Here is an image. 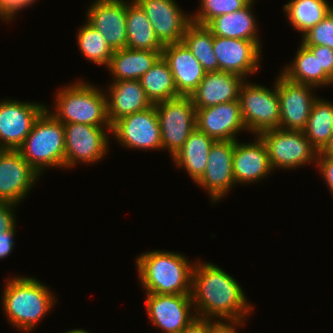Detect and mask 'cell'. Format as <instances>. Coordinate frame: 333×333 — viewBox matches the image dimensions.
Here are the masks:
<instances>
[{
  "instance_id": "1",
  "label": "cell",
  "mask_w": 333,
  "mask_h": 333,
  "mask_svg": "<svg viewBox=\"0 0 333 333\" xmlns=\"http://www.w3.org/2000/svg\"><path fill=\"white\" fill-rule=\"evenodd\" d=\"M197 261H194L191 291L196 316L245 321L253 306L237 280L211 262Z\"/></svg>"
},
{
  "instance_id": "2",
  "label": "cell",
  "mask_w": 333,
  "mask_h": 333,
  "mask_svg": "<svg viewBox=\"0 0 333 333\" xmlns=\"http://www.w3.org/2000/svg\"><path fill=\"white\" fill-rule=\"evenodd\" d=\"M135 265L145 293L191 294L194 262L185 255L152 250L139 255Z\"/></svg>"
},
{
  "instance_id": "3",
  "label": "cell",
  "mask_w": 333,
  "mask_h": 333,
  "mask_svg": "<svg viewBox=\"0 0 333 333\" xmlns=\"http://www.w3.org/2000/svg\"><path fill=\"white\" fill-rule=\"evenodd\" d=\"M13 278V279H12ZM2 306L13 327L30 332L56 302L55 295L36 278H8L2 293Z\"/></svg>"
},
{
  "instance_id": "4",
  "label": "cell",
  "mask_w": 333,
  "mask_h": 333,
  "mask_svg": "<svg viewBox=\"0 0 333 333\" xmlns=\"http://www.w3.org/2000/svg\"><path fill=\"white\" fill-rule=\"evenodd\" d=\"M52 114L62 123L112 127L107 115L106 94L87 81L73 82L56 94Z\"/></svg>"
},
{
  "instance_id": "5",
  "label": "cell",
  "mask_w": 333,
  "mask_h": 333,
  "mask_svg": "<svg viewBox=\"0 0 333 333\" xmlns=\"http://www.w3.org/2000/svg\"><path fill=\"white\" fill-rule=\"evenodd\" d=\"M17 150L40 176L46 167L65 169L63 123L46 108Z\"/></svg>"
},
{
  "instance_id": "6",
  "label": "cell",
  "mask_w": 333,
  "mask_h": 333,
  "mask_svg": "<svg viewBox=\"0 0 333 333\" xmlns=\"http://www.w3.org/2000/svg\"><path fill=\"white\" fill-rule=\"evenodd\" d=\"M238 100L242 119L248 132L259 135L266 130L279 128L280 107L277 79L273 90L249 81L243 82Z\"/></svg>"
},
{
  "instance_id": "7",
  "label": "cell",
  "mask_w": 333,
  "mask_h": 333,
  "mask_svg": "<svg viewBox=\"0 0 333 333\" xmlns=\"http://www.w3.org/2000/svg\"><path fill=\"white\" fill-rule=\"evenodd\" d=\"M268 151L273 170L296 169L317 161L318 151L303 131L269 129L259 134Z\"/></svg>"
},
{
  "instance_id": "8",
  "label": "cell",
  "mask_w": 333,
  "mask_h": 333,
  "mask_svg": "<svg viewBox=\"0 0 333 333\" xmlns=\"http://www.w3.org/2000/svg\"><path fill=\"white\" fill-rule=\"evenodd\" d=\"M161 129L162 149L173 157L196 128V109L190 96L154 103Z\"/></svg>"
},
{
  "instance_id": "9",
  "label": "cell",
  "mask_w": 333,
  "mask_h": 333,
  "mask_svg": "<svg viewBox=\"0 0 333 333\" xmlns=\"http://www.w3.org/2000/svg\"><path fill=\"white\" fill-rule=\"evenodd\" d=\"M63 125L66 169L81 162L93 164L106 156L110 139L106 133L111 132L112 127L81 123H63Z\"/></svg>"
},
{
  "instance_id": "10",
  "label": "cell",
  "mask_w": 333,
  "mask_h": 333,
  "mask_svg": "<svg viewBox=\"0 0 333 333\" xmlns=\"http://www.w3.org/2000/svg\"><path fill=\"white\" fill-rule=\"evenodd\" d=\"M145 299L147 315L162 333H181L196 317L191 294L146 293Z\"/></svg>"
},
{
  "instance_id": "11",
  "label": "cell",
  "mask_w": 333,
  "mask_h": 333,
  "mask_svg": "<svg viewBox=\"0 0 333 333\" xmlns=\"http://www.w3.org/2000/svg\"><path fill=\"white\" fill-rule=\"evenodd\" d=\"M111 133L126 148L162 150L161 129L154 104L117 120Z\"/></svg>"
},
{
  "instance_id": "12",
  "label": "cell",
  "mask_w": 333,
  "mask_h": 333,
  "mask_svg": "<svg viewBox=\"0 0 333 333\" xmlns=\"http://www.w3.org/2000/svg\"><path fill=\"white\" fill-rule=\"evenodd\" d=\"M46 108L38 102L0 100V149L17 150Z\"/></svg>"
},
{
  "instance_id": "13",
  "label": "cell",
  "mask_w": 333,
  "mask_h": 333,
  "mask_svg": "<svg viewBox=\"0 0 333 333\" xmlns=\"http://www.w3.org/2000/svg\"><path fill=\"white\" fill-rule=\"evenodd\" d=\"M316 87L295 83L281 73L277 77V93L280 107L279 128L283 130L303 131L314 101L312 94Z\"/></svg>"
},
{
  "instance_id": "14",
  "label": "cell",
  "mask_w": 333,
  "mask_h": 333,
  "mask_svg": "<svg viewBox=\"0 0 333 333\" xmlns=\"http://www.w3.org/2000/svg\"><path fill=\"white\" fill-rule=\"evenodd\" d=\"M39 177L18 150L0 149V202L20 204Z\"/></svg>"
},
{
  "instance_id": "15",
  "label": "cell",
  "mask_w": 333,
  "mask_h": 333,
  "mask_svg": "<svg viewBox=\"0 0 333 333\" xmlns=\"http://www.w3.org/2000/svg\"><path fill=\"white\" fill-rule=\"evenodd\" d=\"M233 153L234 141H215L210 147L206 169L196 184L208 192L213 204L235 185Z\"/></svg>"
},
{
  "instance_id": "16",
  "label": "cell",
  "mask_w": 333,
  "mask_h": 333,
  "mask_svg": "<svg viewBox=\"0 0 333 333\" xmlns=\"http://www.w3.org/2000/svg\"><path fill=\"white\" fill-rule=\"evenodd\" d=\"M213 51L219 71L237 74L244 79L260 69L261 48L244 39L225 38L213 35Z\"/></svg>"
},
{
  "instance_id": "17",
  "label": "cell",
  "mask_w": 333,
  "mask_h": 333,
  "mask_svg": "<svg viewBox=\"0 0 333 333\" xmlns=\"http://www.w3.org/2000/svg\"><path fill=\"white\" fill-rule=\"evenodd\" d=\"M86 21L105 38L113 51L126 48V9L125 0H95L88 6Z\"/></svg>"
},
{
  "instance_id": "18",
  "label": "cell",
  "mask_w": 333,
  "mask_h": 333,
  "mask_svg": "<svg viewBox=\"0 0 333 333\" xmlns=\"http://www.w3.org/2000/svg\"><path fill=\"white\" fill-rule=\"evenodd\" d=\"M145 11L156 37L163 44L182 42L191 15L179 8L176 0H135Z\"/></svg>"
},
{
  "instance_id": "19",
  "label": "cell",
  "mask_w": 333,
  "mask_h": 333,
  "mask_svg": "<svg viewBox=\"0 0 333 333\" xmlns=\"http://www.w3.org/2000/svg\"><path fill=\"white\" fill-rule=\"evenodd\" d=\"M196 128L215 141H235L237 134L247 131L239 100L196 110Z\"/></svg>"
},
{
  "instance_id": "20",
  "label": "cell",
  "mask_w": 333,
  "mask_h": 333,
  "mask_svg": "<svg viewBox=\"0 0 333 333\" xmlns=\"http://www.w3.org/2000/svg\"><path fill=\"white\" fill-rule=\"evenodd\" d=\"M255 136L256 141L253 143L234 141L233 177L235 185L259 182L266 176L268 177L273 170L265 143L259 135Z\"/></svg>"
},
{
  "instance_id": "21",
  "label": "cell",
  "mask_w": 333,
  "mask_h": 333,
  "mask_svg": "<svg viewBox=\"0 0 333 333\" xmlns=\"http://www.w3.org/2000/svg\"><path fill=\"white\" fill-rule=\"evenodd\" d=\"M162 57L173 74L177 92L190 96L203 80L206 71L183 42L164 45Z\"/></svg>"
},
{
  "instance_id": "22",
  "label": "cell",
  "mask_w": 333,
  "mask_h": 333,
  "mask_svg": "<svg viewBox=\"0 0 333 333\" xmlns=\"http://www.w3.org/2000/svg\"><path fill=\"white\" fill-rule=\"evenodd\" d=\"M247 80L224 71L206 72L203 80L190 94L195 109L238 100L240 88Z\"/></svg>"
},
{
  "instance_id": "23",
  "label": "cell",
  "mask_w": 333,
  "mask_h": 333,
  "mask_svg": "<svg viewBox=\"0 0 333 333\" xmlns=\"http://www.w3.org/2000/svg\"><path fill=\"white\" fill-rule=\"evenodd\" d=\"M108 87L107 92H104L107 94V115L111 125L120 118L144 111L153 105L139 80L113 81Z\"/></svg>"
},
{
  "instance_id": "24",
  "label": "cell",
  "mask_w": 333,
  "mask_h": 333,
  "mask_svg": "<svg viewBox=\"0 0 333 333\" xmlns=\"http://www.w3.org/2000/svg\"><path fill=\"white\" fill-rule=\"evenodd\" d=\"M255 1H250L244 8L220 15L212 19L206 26L213 35L254 41L261 48L260 37L257 35V21L253 15Z\"/></svg>"
},
{
  "instance_id": "25",
  "label": "cell",
  "mask_w": 333,
  "mask_h": 333,
  "mask_svg": "<svg viewBox=\"0 0 333 333\" xmlns=\"http://www.w3.org/2000/svg\"><path fill=\"white\" fill-rule=\"evenodd\" d=\"M215 140L195 128L179 151L171 158L180 169L197 183L204 174L208 162V153Z\"/></svg>"
},
{
  "instance_id": "26",
  "label": "cell",
  "mask_w": 333,
  "mask_h": 333,
  "mask_svg": "<svg viewBox=\"0 0 333 333\" xmlns=\"http://www.w3.org/2000/svg\"><path fill=\"white\" fill-rule=\"evenodd\" d=\"M162 51L115 50L106 68L113 75V81L139 80L161 56Z\"/></svg>"
},
{
  "instance_id": "27",
  "label": "cell",
  "mask_w": 333,
  "mask_h": 333,
  "mask_svg": "<svg viewBox=\"0 0 333 333\" xmlns=\"http://www.w3.org/2000/svg\"><path fill=\"white\" fill-rule=\"evenodd\" d=\"M127 48L134 50L162 51L164 45L156 37L145 11L135 1L127 2Z\"/></svg>"
},
{
  "instance_id": "28",
  "label": "cell",
  "mask_w": 333,
  "mask_h": 333,
  "mask_svg": "<svg viewBox=\"0 0 333 333\" xmlns=\"http://www.w3.org/2000/svg\"><path fill=\"white\" fill-rule=\"evenodd\" d=\"M281 74L288 80L315 86H327L333 84V79L324 71L319 70L317 54H313L304 44H300L294 60L285 66Z\"/></svg>"
},
{
  "instance_id": "29",
  "label": "cell",
  "mask_w": 333,
  "mask_h": 333,
  "mask_svg": "<svg viewBox=\"0 0 333 333\" xmlns=\"http://www.w3.org/2000/svg\"><path fill=\"white\" fill-rule=\"evenodd\" d=\"M139 81L152 104L181 96L177 92L169 65L162 55Z\"/></svg>"
},
{
  "instance_id": "30",
  "label": "cell",
  "mask_w": 333,
  "mask_h": 333,
  "mask_svg": "<svg viewBox=\"0 0 333 333\" xmlns=\"http://www.w3.org/2000/svg\"><path fill=\"white\" fill-rule=\"evenodd\" d=\"M288 22L302 36L333 10L327 0H290L283 5Z\"/></svg>"
},
{
  "instance_id": "31",
  "label": "cell",
  "mask_w": 333,
  "mask_h": 333,
  "mask_svg": "<svg viewBox=\"0 0 333 333\" xmlns=\"http://www.w3.org/2000/svg\"><path fill=\"white\" fill-rule=\"evenodd\" d=\"M303 133L318 152L325 148L333 134L332 102L318 96L312 105Z\"/></svg>"
},
{
  "instance_id": "32",
  "label": "cell",
  "mask_w": 333,
  "mask_h": 333,
  "mask_svg": "<svg viewBox=\"0 0 333 333\" xmlns=\"http://www.w3.org/2000/svg\"><path fill=\"white\" fill-rule=\"evenodd\" d=\"M182 42L206 72L219 71V64L213 51V34L206 25L191 21L186 27Z\"/></svg>"
},
{
  "instance_id": "33",
  "label": "cell",
  "mask_w": 333,
  "mask_h": 333,
  "mask_svg": "<svg viewBox=\"0 0 333 333\" xmlns=\"http://www.w3.org/2000/svg\"><path fill=\"white\" fill-rule=\"evenodd\" d=\"M77 35L81 54L90 62L107 67L114 51L107 44L104 36L87 21L80 27Z\"/></svg>"
},
{
  "instance_id": "34",
  "label": "cell",
  "mask_w": 333,
  "mask_h": 333,
  "mask_svg": "<svg viewBox=\"0 0 333 333\" xmlns=\"http://www.w3.org/2000/svg\"><path fill=\"white\" fill-rule=\"evenodd\" d=\"M249 2L250 0H200L199 11L193 13L191 21L207 25L215 17L240 10Z\"/></svg>"
},
{
  "instance_id": "35",
  "label": "cell",
  "mask_w": 333,
  "mask_h": 333,
  "mask_svg": "<svg viewBox=\"0 0 333 333\" xmlns=\"http://www.w3.org/2000/svg\"><path fill=\"white\" fill-rule=\"evenodd\" d=\"M301 43L333 49V10L302 36Z\"/></svg>"
},
{
  "instance_id": "36",
  "label": "cell",
  "mask_w": 333,
  "mask_h": 333,
  "mask_svg": "<svg viewBox=\"0 0 333 333\" xmlns=\"http://www.w3.org/2000/svg\"><path fill=\"white\" fill-rule=\"evenodd\" d=\"M37 0H0V19L3 21L14 20V16L21 9L29 7L34 4Z\"/></svg>"
},
{
  "instance_id": "37",
  "label": "cell",
  "mask_w": 333,
  "mask_h": 333,
  "mask_svg": "<svg viewBox=\"0 0 333 333\" xmlns=\"http://www.w3.org/2000/svg\"><path fill=\"white\" fill-rule=\"evenodd\" d=\"M313 54H317L319 70H324L333 79V49L327 46L305 45Z\"/></svg>"
},
{
  "instance_id": "38",
  "label": "cell",
  "mask_w": 333,
  "mask_h": 333,
  "mask_svg": "<svg viewBox=\"0 0 333 333\" xmlns=\"http://www.w3.org/2000/svg\"><path fill=\"white\" fill-rule=\"evenodd\" d=\"M18 204L11 202H0V236L9 230H15L16 218L14 215L15 207ZM14 209V210H13Z\"/></svg>"
},
{
  "instance_id": "39",
  "label": "cell",
  "mask_w": 333,
  "mask_h": 333,
  "mask_svg": "<svg viewBox=\"0 0 333 333\" xmlns=\"http://www.w3.org/2000/svg\"><path fill=\"white\" fill-rule=\"evenodd\" d=\"M316 166L320 169L319 171L333 195V157L326 156L321 151L318 152Z\"/></svg>"
},
{
  "instance_id": "40",
  "label": "cell",
  "mask_w": 333,
  "mask_h": 333,
  "mask_svg": "<svg viewBox=\"0 0 333 333\" xmlns=\"http://www.w3.org/2000/svg\"><path fill=\"white\" fill-rule=\"evenodd\" d=\"M214 320L196 316L181 333H211L212 326L218 321Z\"/></svg>"
},
{
  "instance_id": "41",
  "label": "cell",
  "mask_w": 333,
  "mask_h": 333,
  "mask_svg": "<svg viewBox=\"0 0 333 333\" xmlns=\"http://www.w3.org/2000/svg\"><path fill=\"white\" fill-rule=\"evenodd\" d=\"M244 320H218L211 328V333H238L236 327H242Z\"/></svg>"
},
{
  "instance_id": "42",
  "label": "cell",
  "mask_w": 333,
  "mask_h": 333,
  "mask_svg": "<svg viewBox=\"0 0 333 333\" xmlns=\"http://www.w3.org/2000/svg\"><path fill=\"white\" fill-rule=\"evenodd\" d=\"M16 230H9L0 236V259L8 257L13 250Z\"/></svg>"
},
{
  "instance_id": "43",
  "label": "cell",
  "mask_w": 333,
  "mask_h": 333,
  "mask_svg": "<svg viewBox=\"0 0 333 333\" xmlns=\"http://www.w3.org/2000/svg\"><path fill=\"white\" fill-rule=\"evenodd\" d=\"M326 156L333 157V134L329 143L325 146V148L321 151Z\"/></svg>"
},
{
  "instance_id": "44",
  "label": "cell",
  "mask_w": 333,
  "mask_h": 333,
  "mask_svg": "<svg viewBox=\"0 0 333 333\" xmlns=\"http://www.w3.org/2000/svg\"><path fill=\"white\" fill-rule=\"evenodd\" d=\"M64 333H90V332L81 328V329H71V330L66 331Z\"/></svg>"
}]
</instances>
